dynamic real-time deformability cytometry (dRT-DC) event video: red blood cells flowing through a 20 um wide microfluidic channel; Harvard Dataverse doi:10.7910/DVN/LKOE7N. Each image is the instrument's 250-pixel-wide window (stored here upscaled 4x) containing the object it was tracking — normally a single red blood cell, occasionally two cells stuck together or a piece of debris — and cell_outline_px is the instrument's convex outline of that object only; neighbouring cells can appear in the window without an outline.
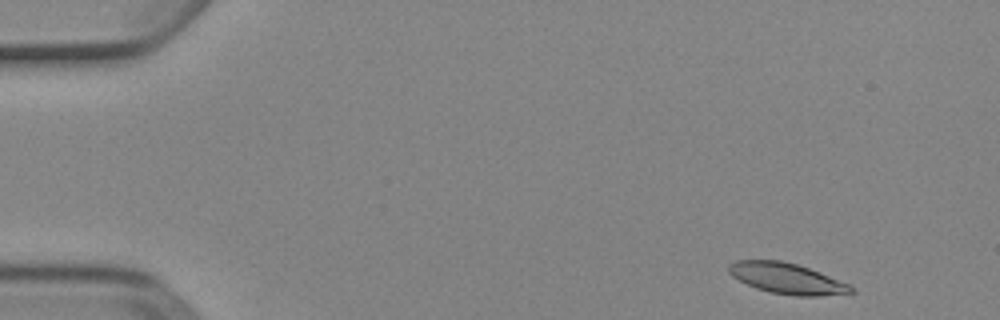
{"species": "Egyptian fruit bat (a non-hibernating species)", "species_latin": "Rousettus aegyptiacus", "temperature_condition": "cold", "stored_images_in_passage": 4, "camera_frame_rate_fps": 3000, "um_per_image_px": 0.085, "animal": {"sex": "female"}, "frame": {"image": 1, "passage_image": 1, "time_ms": 0.0, "image_size_px": [1000, 320], "cell_outline_px": [[856, 292], [820, 296], [796, 296], [768, 292], [756, 288], [732, 276], [728, 272], [728, 264], [736, 260], [780, 260], [796, 264], [808, 268], [848, 284], [856, 288]], "centroid_in_image_um": [66.87, 23.67], "position_along_channel_um": 18.1, "area_um2": 21.79}}
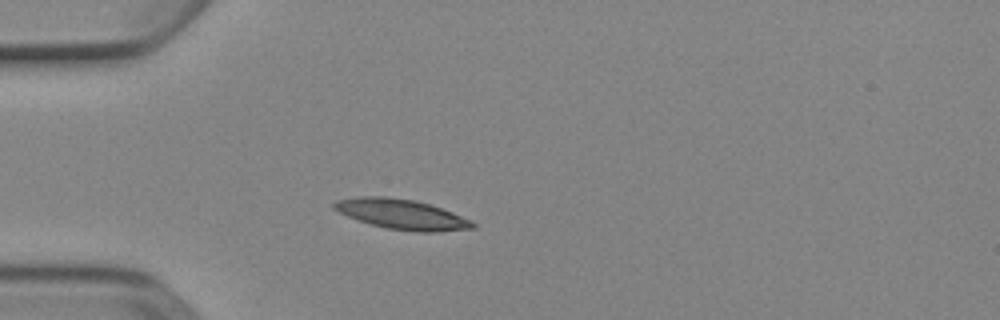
{"frame": {"image": 2, "passage_image": 4, "time_ms": 1.0, "image_size_px": [1000, 320], "cell_outline_px": [[476, 228], [436, 232], [416, 232], [388, 228], [372, 224], [348, 216], [332, 208], [332, 204], [336, 200], [360, 196], [388, 196], [412, 200], [428, 204], [452, 212], [472, 220], [476, 224]], "centroid_in_image_um": [34.17, 18.21], "position_along_channel_um": 50.8, "area_um2": 24.1}}